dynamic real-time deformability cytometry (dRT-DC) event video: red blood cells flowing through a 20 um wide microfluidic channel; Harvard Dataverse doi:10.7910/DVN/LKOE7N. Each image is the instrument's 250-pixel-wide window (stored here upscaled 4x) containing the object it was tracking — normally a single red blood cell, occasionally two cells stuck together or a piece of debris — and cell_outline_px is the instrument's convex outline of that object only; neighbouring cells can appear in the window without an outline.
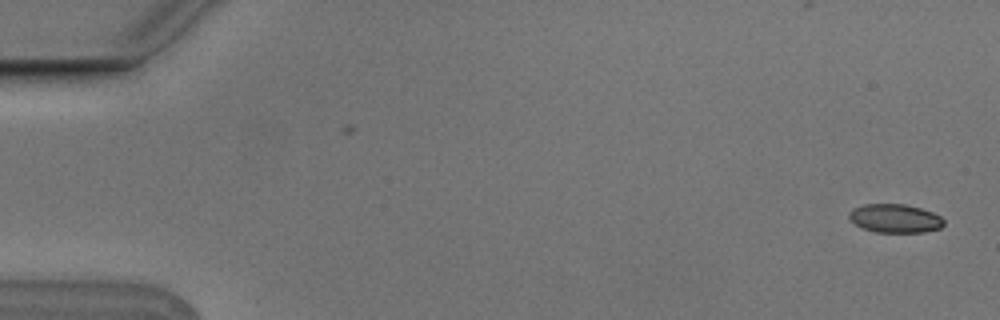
{"species": "Egyptian fruit bat (a non-hibernating species)", "species_latin": "Rousettus aegyptiacus", "temperature_condition": "cold", "stored_images_in_passage": 5, "camera_frame_rate_fps": 3000, "um_per_image_px": 0.085, "animal": {"sex": "male"}, "frame": {"image": 1, "passage_image": 1, "time_ms": 0.0, "image_size_px": [1000, 320], "cell_outline_px": [[944, 224], [940, 228], [924, 232], [876, 232], [864, 228], [856, 224], [848, 216], [848, 212], [852, 208], [864, 204], [904, 204], [920, 208], [932, 212], [940, 216], [944, 220]], "centroid_in_image_um": [76.07, 18.55], "position_along_channel_um": 8.9, "area_um2": 15.72}}
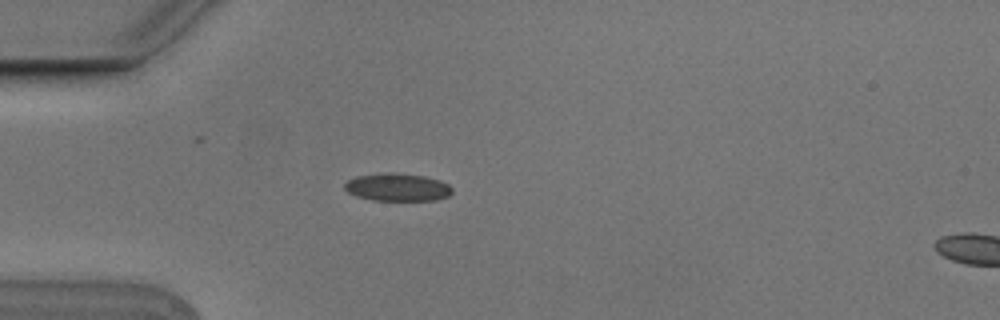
{"frame": {"image": 2, "passage_image": 5, "time_ms": 1.333, "image_size_px": [1000, 320], "cell_outline_px": [[452, 192], [448, 196], [436, 200], [372, 200], [356, 196], [348, 192], [344, 188], [344, 184], [348, 180], [356, 176], [424, 176], [440, 180], [448, 184], [452, 188]], "centroid_in_image_um": [33.82, 15.98], "position_along_channel_um": 51.2, "area_um2": 16.36}}